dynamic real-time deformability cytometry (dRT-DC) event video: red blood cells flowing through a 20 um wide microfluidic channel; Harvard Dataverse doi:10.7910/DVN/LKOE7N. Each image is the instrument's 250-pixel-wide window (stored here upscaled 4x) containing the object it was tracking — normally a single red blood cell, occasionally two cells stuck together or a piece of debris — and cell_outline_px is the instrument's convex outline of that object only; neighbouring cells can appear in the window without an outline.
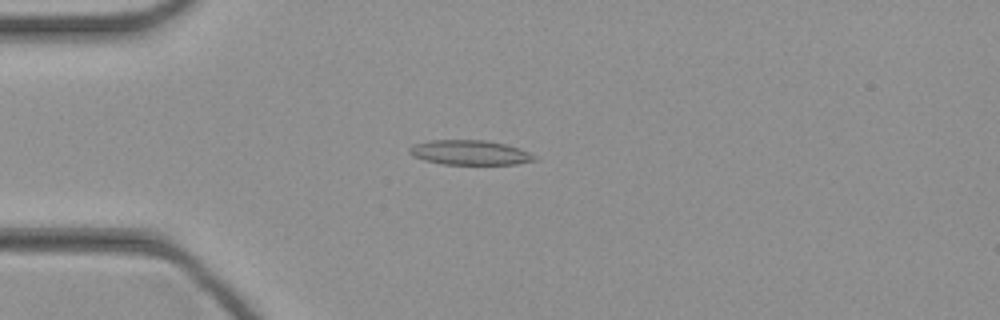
{"species": "common noctule bat (a hibernating species)", "species_latin": "Nyctalus noctula", "temperature_condition": "cold", "stored_images_in_passage": 45, "camera_frame_rate_fps": 3000, "um_per_image_px": 0.085, "animal": {"sex": "female", "body_mass_g": 21.9}, "frame": {"image": 1, "passage_image": 11, "time_ms": 3.333, "image_size_px": [1000, 320], "cell_outline_px": [[540, 160], [516, 164], [444, 164], [424, 160], [412, 156], [408, 152], [408, 148], [412, 144], [432, 140], [484, 140], [504, 144], [520, 148], [536, 156]], "centroid_in_image_um": [39.93, 12.97], "position_along_channel_um": 45.1, "area_um2": 18.09}}
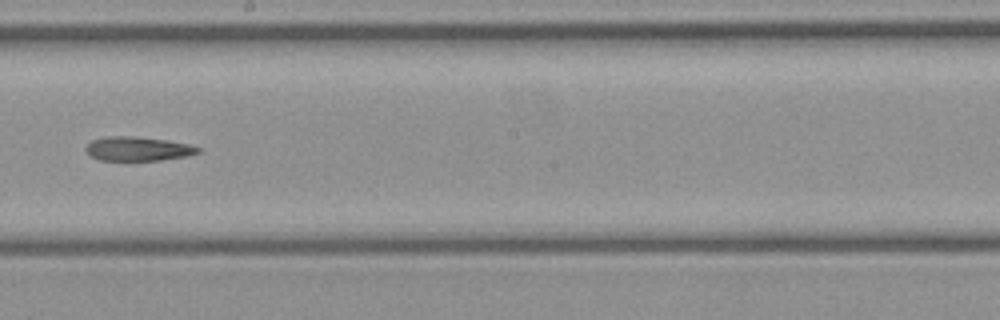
{"frame": {"image": 2, "passage_image": 25, "time_ms": 8.0, "image_size_px": [1000, 320], "cell_outline_px": [[200, 152], [188, 156], [160, 160], [100, 160], [92, 156], [84, 148], [92, 140], [108, 136], [136, 136], [168, 140], [188, 144], [200, 148]], "centroid_in_image_um": [11.74, 12.64], "position_along_channel_um": 236.5, "area_um2": 15.72}}
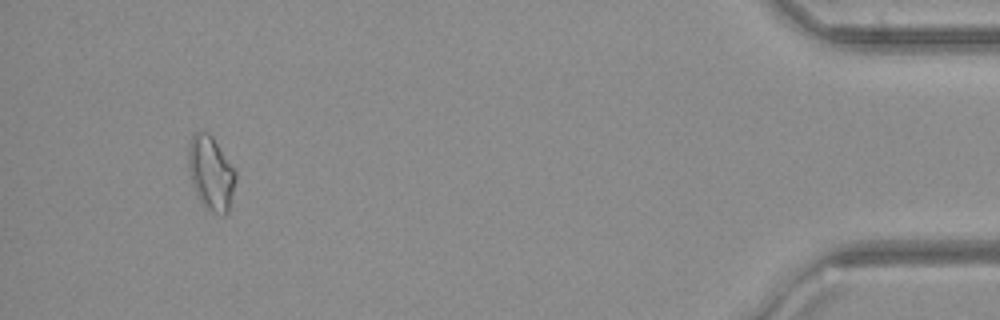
{"frame": {"image": 3, "passage_image": 42, "time_ms": 13.667, "image_size_px": [1000, 320], "cell_outline_px": [[236, 180], [228, 212], [224, 216], [204, 208], [192, 184], [188, 164], [188, 144], [192, 136], [196, 132], [208, 132], [212, 136], [236, 168]], "centroid_in_image_um": [17.95, 14.7], "position_along_channel_um": 417.3, "area_um2": 20.58}}